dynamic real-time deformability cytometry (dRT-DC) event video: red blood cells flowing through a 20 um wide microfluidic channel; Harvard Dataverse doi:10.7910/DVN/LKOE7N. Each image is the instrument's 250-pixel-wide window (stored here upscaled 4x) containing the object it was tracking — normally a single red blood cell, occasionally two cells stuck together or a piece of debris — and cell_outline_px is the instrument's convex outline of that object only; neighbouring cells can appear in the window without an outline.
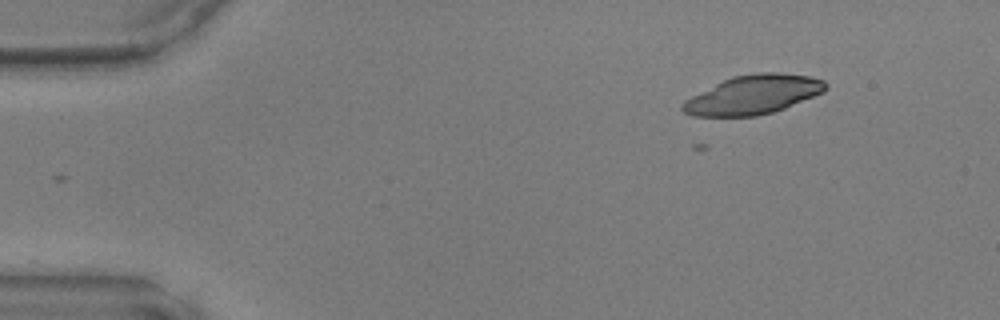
{"species": "common noctule bat (a hibernating species)", "species_latin": "Nyctalus noctula", "temperature_condition": "warm", "stored_images_in_passage": 3, "camera_frame_rate_fps": 3000, "um_per_image_px": 0.085, "animal": {"sex": "male", "body_mass_g": 17.9, "forearm_length_mm": 54.2}, "frame": {"image": 1, "passage_image": 3, "time_ms": 0.667, "image_size_px": [1000, 320], "cell_outline_px": [[828, 88], [824, 92], [784, 108], [772, 112], [756, 116], [692, 116], [684, 112], [680, 108], [680, 104], [684, 100], [732, 76], [756, 72], [776, 72], [812, 76], [824, 80], [828, 84]], "centroid_in_image_um": [64.04, 8.04], "position_along_channel_um": 21.0, "area_um2": 32.54}}